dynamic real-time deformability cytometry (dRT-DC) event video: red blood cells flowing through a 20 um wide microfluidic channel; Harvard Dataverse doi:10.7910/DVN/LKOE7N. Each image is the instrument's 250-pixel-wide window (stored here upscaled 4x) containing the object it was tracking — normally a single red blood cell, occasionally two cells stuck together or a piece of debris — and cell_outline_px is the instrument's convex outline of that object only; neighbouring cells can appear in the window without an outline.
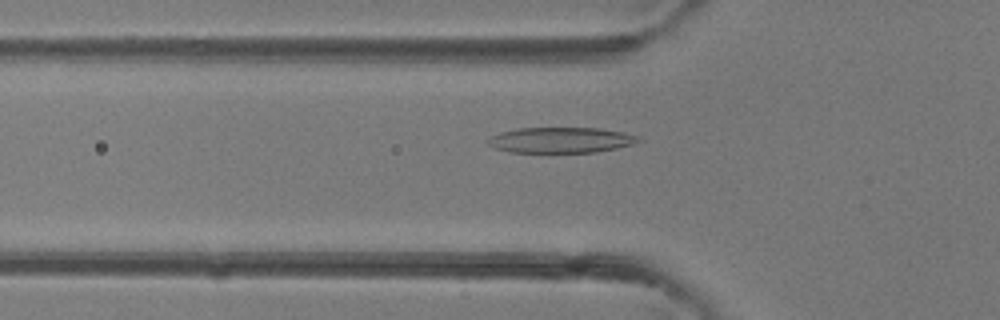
{"species": "common noctule bat (a hibernating species)", "species_latin": "Nyctalus noctula", "temperature_condition": "room temperature", "stored_images_in_passage": 36, "camera_frame_rate_fps": 3000, "um_per_image_px": 0.085, "animal": {"sex": "female"}, "frame": {"image": 1, "passage_image": 9, "time_ms": 2.667, "image_size_px": [1000, 320], "cell_outline_px": [[644, 140], [632, 144], [616, 148], [596, 152], [508, 152], [496, 148], [488, 144], [488, 136], [500, 132], [516, 128], [600, 128], [640, 136]], "centroid_in_image_um": [47.66, 11.9], "position_along_channel_um": 78.1, "area_um2": 22.48}}
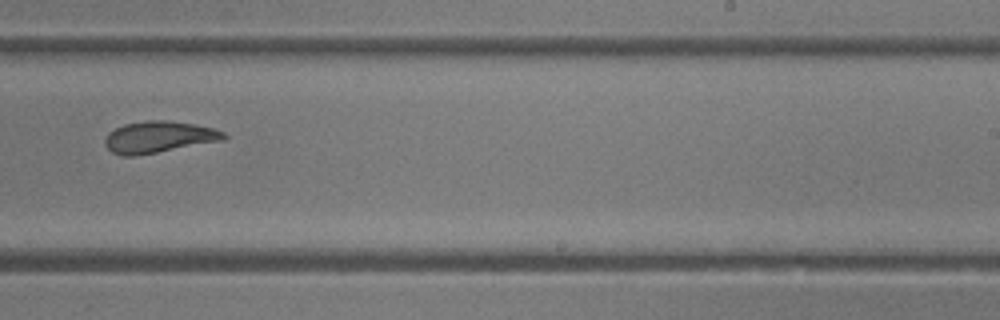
{"frame": {"image": 2, "passage_image": 21, "time_ms": 6.667, "image_size_px": [1000, 320], "cell_outline_px": [[228, 136], [224, 140], [136, 156], [124, 156], [112, 152], [104, 144], [104, 140], [108, 132], [124, 124], [148, 120], [168, 120], [216, 128], [224, 132]], "centroid_in_image_um": [13.5, 11.64], "position_along_channel_um": 275.5, "area_um2": 21.91}}
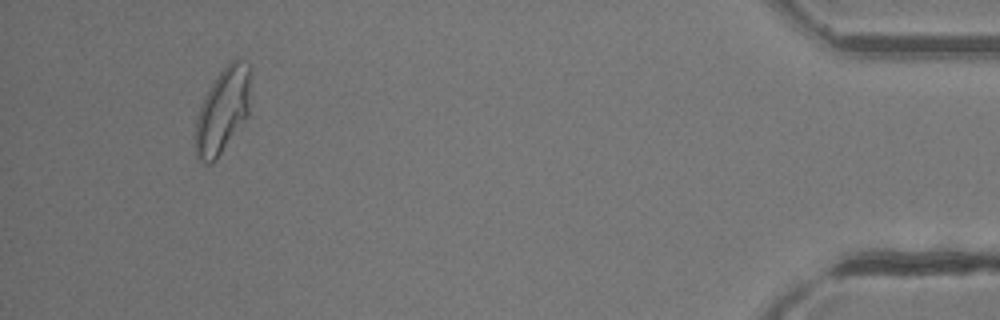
{"frame": {"image": 3, "passage_image": 34, "time_ms": 11.0, "image_size_px": [1000, 320], "cell_outline_px": [[248, 116], [216, 160], [212, 164], [204, 164], [196, 156], [192, 136], [196, 116], [204, 96], [208, 88], [216, 76], [228, 60], [240, 60], [248, 64]], "centroid_in_image_um": [18.84, 9.47], "position_along_channel_um": 416.4, "area_um2": 27.69}}